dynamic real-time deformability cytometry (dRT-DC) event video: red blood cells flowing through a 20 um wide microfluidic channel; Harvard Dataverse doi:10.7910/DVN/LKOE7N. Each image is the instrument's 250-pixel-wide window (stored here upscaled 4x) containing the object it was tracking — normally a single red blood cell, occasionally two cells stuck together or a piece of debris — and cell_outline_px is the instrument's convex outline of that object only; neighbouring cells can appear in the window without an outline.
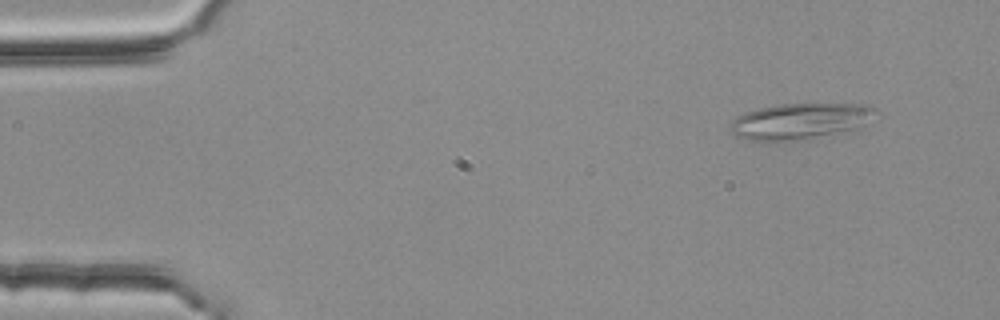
{"species": "common noctule bat (a hibernating species)", "species_latin": "Nyctalus noctula", "temperature_condition": "room temperature", "stored_images_in_passage": 3, "camera_frame_rate_fps": 3000, "um_per_image_px": 0.085, "animal": {"sex": "female", "body_mass_g": 25.1}, "frame": {"image": 1, "passage_image": 1, "time_ms": 0.0, "image_size_px": [1000, 320], "cell_outline_px": [[880, 112], [864, 128], [804, 140], [776, 144], [748, 140], [736, 136], [728, 128], [728, 124], [736, 116], [760, 108], [780, 104], [864, 104], [876, 108]], "centroid_in_image_um": [68.05, 10.35], "position_along_channel_um": 16.9, "area_um2": 31.85}}